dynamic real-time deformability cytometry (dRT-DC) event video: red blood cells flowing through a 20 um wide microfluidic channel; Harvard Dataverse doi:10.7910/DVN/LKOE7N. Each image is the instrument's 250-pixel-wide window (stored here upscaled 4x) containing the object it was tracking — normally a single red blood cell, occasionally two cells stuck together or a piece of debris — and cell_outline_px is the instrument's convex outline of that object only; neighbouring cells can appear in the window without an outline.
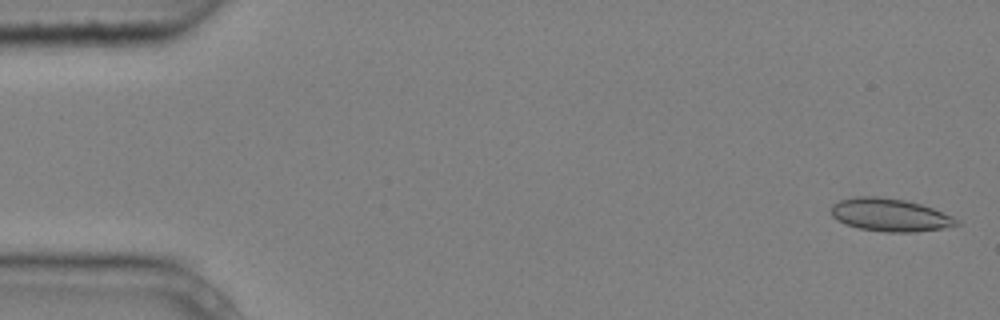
{"species": "common noctule bat (a hibernating species)", "species_latin": "Nyctalus noctula", "temperature_condition": "cold", "stored_images_in_passage": 4, "camera_frame_rate_fps": 3000, "um_per_image_px": 0.085, "animal": {"sex": "male", "body_mass_g": 20.4}, "frame": {"image": 1, "passage_image": 1, "time_ms": 0.0, "image_size_px": [1000, 320], "cell_outline_px": [[960, 224], [944, 228], [916, 232], [884, 232], [860, 228], [844, 224], [836, 220], [832, 216], [832, 204], [840, 200], [856, 196], [876, 196], [904, 200], [920, 204], [932, 208], [952, 216], [960, 220]], "centroid_in_image_um": [75.64, 18.27], "position_along_channel_um": 9.4, "area_um2": 24.04}}
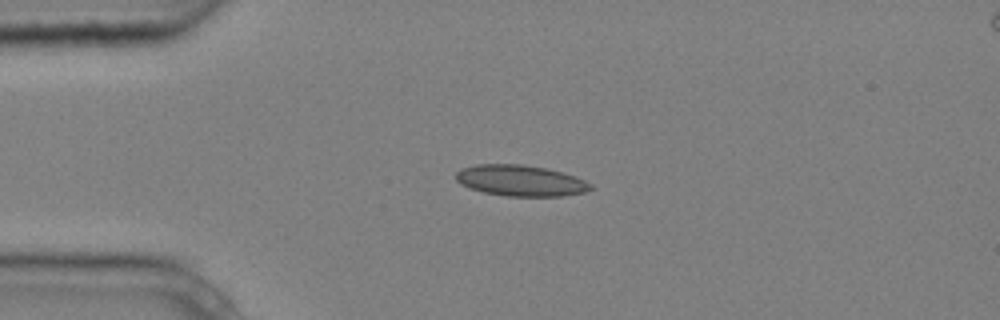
{"frame": {"image": 2, "passage_image": 4, "time_ms": 1.0, "image_size_px": [1000, 320], "cell_outline_px": [[592, 188], [584, 192], [560, 196], [504, 196], [484, 192], [468, 188], [460, 184], [456, 180], [456, 172], [460, 168], [476, 164], [524, 164], [548, 168], [576, 176], [592, 184]], "centroid_in_image_um": [44.22, 15.34], "position_along_channel_um": 40.8, "area_um2": 24.57}}